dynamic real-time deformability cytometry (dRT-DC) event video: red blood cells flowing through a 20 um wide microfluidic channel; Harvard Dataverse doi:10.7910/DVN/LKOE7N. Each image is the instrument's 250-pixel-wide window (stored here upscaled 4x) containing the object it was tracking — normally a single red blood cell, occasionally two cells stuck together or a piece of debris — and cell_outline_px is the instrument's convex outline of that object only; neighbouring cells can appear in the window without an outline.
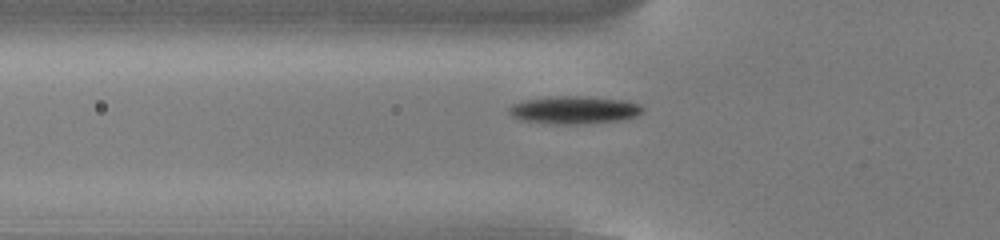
{"species": "common noctule bat (a hibernating species)", "species_latin": "Nyctalus noctula", "temperature_condition": "cold", "stored_images_in_passage": 37, "camera_frame_rate_fps": 3000, "um_per_image_px": 0.085, "animal": {"sex": "male", "body_mass_g": 13.0, "forearm_length_mm": 53.1}, "frame": {"image": 1, "passage_image": 2, "time_ms": 0.333, "image_size_px": [1000, 240], "cell_outline_px": [[644, 112], [636, 116], [620, 120], [580, 124], [552, 124], [520, 120], [512, 116], [508, 112], [508, 108], [512, 104], [528, 100], [556, 96], [588, 96], [624, 100], [640, 104], [644, 108]], "centroid_in_image_um": [48.83, 9.35], "position_along_channel_um": 77.0, "area_um2": 21.68}}
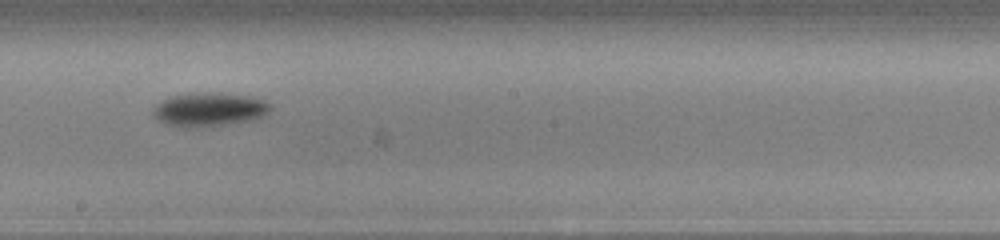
{"frame": {"image": 2, "passage_image": 14, "time_ms": 4.333, "image_size_px": [1000, 240], "cell_outline_px": [[272, 108], [264, 116], [252, 120], [224, 124], [188, 128], [180, 128], [168, 124], [152, 116], [152, 108], [160, 100], [168, 96], [204, 92], [220, 92], [252, 96], [264, 100], [272, 104]], "centroid_in_image_um": [17.78, 9.29], "position_along_channel_um": 230.4, "area_um2": 23.47}}
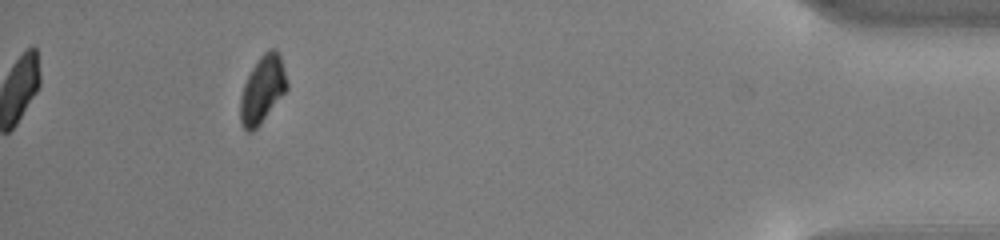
{"frame": {"image": 3, "passage_image": 33, "time_ms": 10.667, "image_size_px": [1000, 240], "cell_outline_px": [[288, 88], [260, 124], [252, 132], [248, 132], [244, 128], [240, 120], [240, 96], [244, 84], [252, 68], [260, 56], [268, 48], [276, 48], [280, 56], [288, 84]], "centroid_in_image_um": [22.3, 7.59], "position_along_channel_um": 412.9, "area_um2": 18.09}, "authors_computed_cell_mechanics": {"area_um2": 20.8658, "velocity_mm_per_s": 3.837, "shape_relaxation_time_tau1_ms": 2.9106, "shape_relaxation_time_tau2_ms": null, "deformation_change_tau1": 0.1214, "deformation_change_tau2": null}}